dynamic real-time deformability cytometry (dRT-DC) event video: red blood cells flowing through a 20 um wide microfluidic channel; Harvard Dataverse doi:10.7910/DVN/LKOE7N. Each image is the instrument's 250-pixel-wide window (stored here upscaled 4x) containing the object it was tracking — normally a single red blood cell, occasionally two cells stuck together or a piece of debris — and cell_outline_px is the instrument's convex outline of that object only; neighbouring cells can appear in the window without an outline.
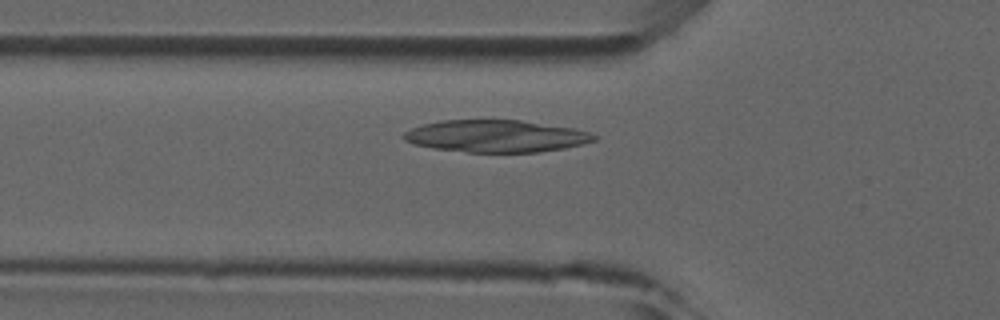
{"species": "common noctule bat (a hibernating species)", "species_latin": "Nyctalus noctula", "temperature_condition": "room temperature", "stored_images_in_passage": 45, "camera_frame_rate_fps": 3000, "um_per_image_px": 0.085, "animal": {"sex": "male", "forearm_length_mm": 52.5}, "frame": {"image": 1, "passage_image": 13, "time_ms": 4.0, "image_size_px": [1000, 320], "cell_outline_px": [[600, 136], [596, 140], [564, 148], [540, 152], [468, 152], [432, 148], [416, 144], [404, 140], [400, 136], [404, 132], [412, 128], [424, 124], [440, 120], [520, 120], [576, 128]], "centroid_in_image_um": [42.17, 11.56], "position_along_channel_um": 83.6, "area_um2": 35.72}}
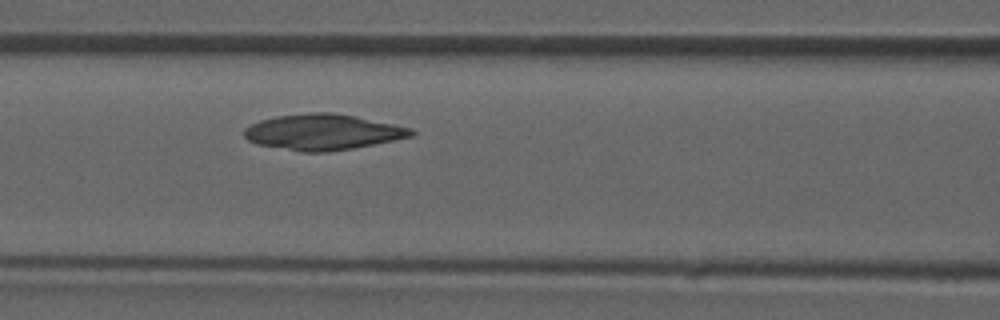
{"frame": {"image": 2, "passage_image": 17, "time_ms": 5.333, "image_size_px": [1000, 320], "cell_outline_px": [[416, 132], [412, 136], [352, 148], [328, 152], [304, 152], [256, 144], [248, 140], [244, 136], [244, 128], [260, 120], [276, 116], [308, 112], [332, 112], [356, 116], [412, 128]], "centroid_in_image_um": [27.42, 11.21], "position_along_channel_um": 139.2, "area_um2": 34.68}}
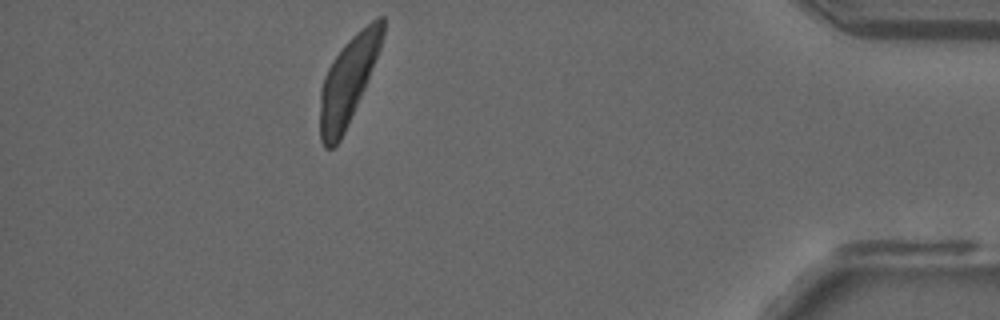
{"frame": {"image": 3, "passage_image": 40, "time_ms": 13.0, "image_size_px": [1000, 320], "cell_outline_px": [[384, 36], [380, 48], [368, 80], [344, 132], [340, 140], [332, 148], [324, 148], [320, 140], [320, 88], [324, 76], [332, 60], [344, 44], [360, 28], [376, 16], [384, 16]], "centroid_in_image_um": [29.59, 6.81], "position_along_channel_um": 405.6, "area_um2": 31.67}}